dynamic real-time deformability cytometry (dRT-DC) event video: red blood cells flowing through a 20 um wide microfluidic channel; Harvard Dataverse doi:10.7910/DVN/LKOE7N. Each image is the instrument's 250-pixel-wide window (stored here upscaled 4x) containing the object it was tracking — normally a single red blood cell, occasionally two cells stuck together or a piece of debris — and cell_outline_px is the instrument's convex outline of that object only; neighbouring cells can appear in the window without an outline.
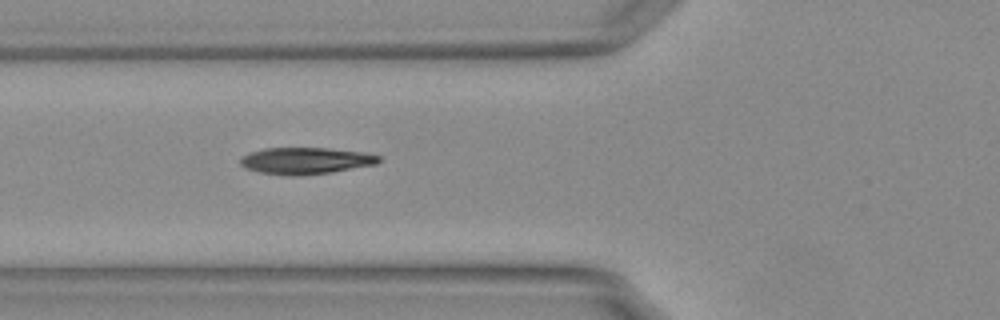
{"species": "Egyptian fruit bat (a non-hibernating species)", "species_latin": "Rousettus aegyptiacus", "temperature_condition": "warm", "stored_images_in_passage": 17, "camera_frame_rate_fps": 3000, "um_per_image_px": 0.085, "animal": {"sex": "female"}, "frame": {"image": 1, "passage_image": 3, "time_ms": 0.667, "image_size_px": [1000, 320], "cell_outline_px": [[380, 160], [376, 164], [332, 172], [292, 176], [260, 172], [244, 168], [240, 164], [240, 160], [248, 152], [264, 148], [328, 148], [364, 152], [380, 156]], "centroid_in_image_um": [25.97, 13.65], "position_along_channel_um": 99.8, "area_um2": 21.44}}